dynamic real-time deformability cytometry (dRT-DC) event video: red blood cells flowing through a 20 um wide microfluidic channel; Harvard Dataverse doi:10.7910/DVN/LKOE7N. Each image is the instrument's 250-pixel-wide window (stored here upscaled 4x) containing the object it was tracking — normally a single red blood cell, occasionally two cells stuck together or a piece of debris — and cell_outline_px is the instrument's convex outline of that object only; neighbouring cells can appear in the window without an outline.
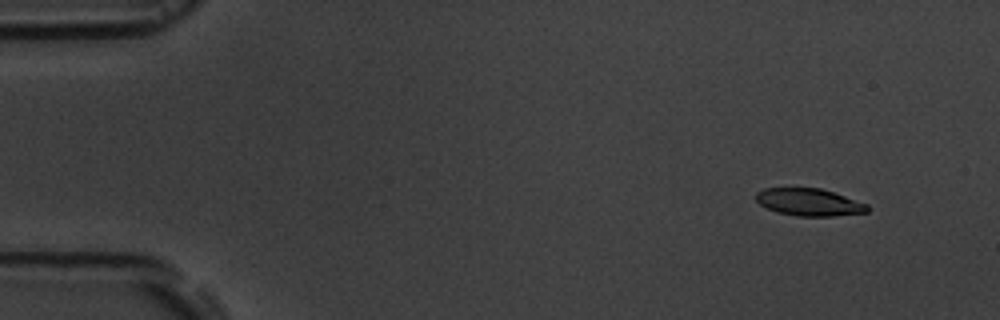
{"species": "common noctule bat (a hibernating species)", "species_latin": "Nyctalus noctula", "temperature_condition": "room temperature", "stored_images_in_passage": 5, "camera_frame_rate_fps": 3000, "um_per_image_px": 0.085, "animal": {"sex": "male", "body_mass_g": 19.5, "forearm_length_mm": 54.6}, "frame": {"image": 1, "passage_image": 2, "time_ms": 1.0, "image_size_px": [1000, 320], "cell_outline_px": [[872, 208], [868, 212], [832, 216], [796, 216], [776, 212], [760, 204], [756, 200], [756, 192], [764, 188], [820, 188], [868, 204]], "centroid_in_image_um": [68.79, 17.19], "position_along_channel_um": 16.2, "area_um2": 17.74}}
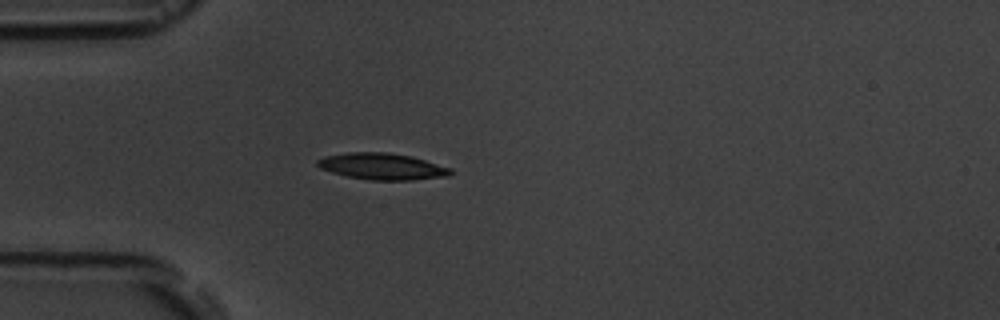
{"frame": {"image": 2, "passage_image": 5, "time_ms": 4.667, "image_size_px": [1000, 320], "cell_outline_px": [[452, 172], [448, 176], [412, 180], [372, 180], [348, 176], [332, 172], [320, 168], [316, 164], [316, 160], [324, 156], [348, 152], [388, 152], [408, 156], [424, 160], [452, 168]], "centroid_in_image_um": [32.46, 14.14], "position_along_channel_um": 52.5, "area_um2": 20.4}}